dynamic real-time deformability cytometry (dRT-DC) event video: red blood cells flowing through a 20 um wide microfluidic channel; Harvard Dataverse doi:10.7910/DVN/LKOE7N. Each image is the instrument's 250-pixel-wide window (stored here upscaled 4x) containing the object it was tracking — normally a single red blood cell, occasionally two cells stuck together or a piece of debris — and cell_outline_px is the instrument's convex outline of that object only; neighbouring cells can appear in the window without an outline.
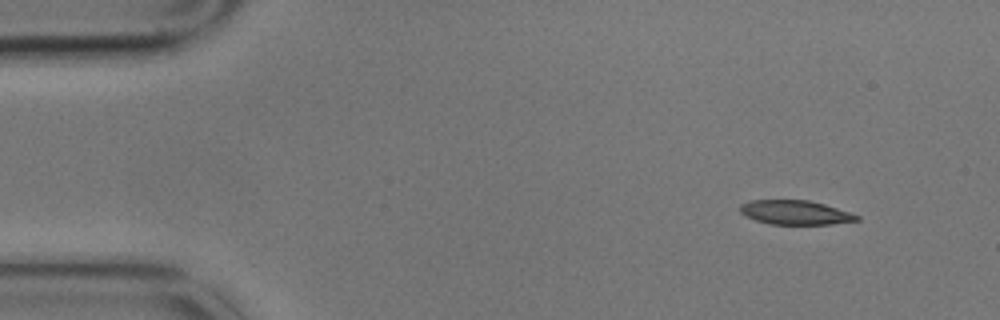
{"species": "common noctule bat (a hibernating species)", "species_latin": "Nyctalus noctula", "temperature_condition": "cold", "stored_images_in_passage": 4, "camera_frame_rate_fps": 3000, "um_per_image_px": 0.085, "animal": {"sex": "male", "body_mass_g": 17.9}, "frame": {"image": 1, "passage_image": 1, "time_ms": 0.0, "image_size_px": [1000, 320], "cell_outline_px": [[860, 220], [832, 224], [768, 224], [756, 220], [740, 212], [740, 204], [752, 200], [808, 200], [824, 204], [860, 216]], "centroid_in_image_um": [67.6, 18.06], "position_along_channel_um": 17.4, "area_um2": 16.3}}
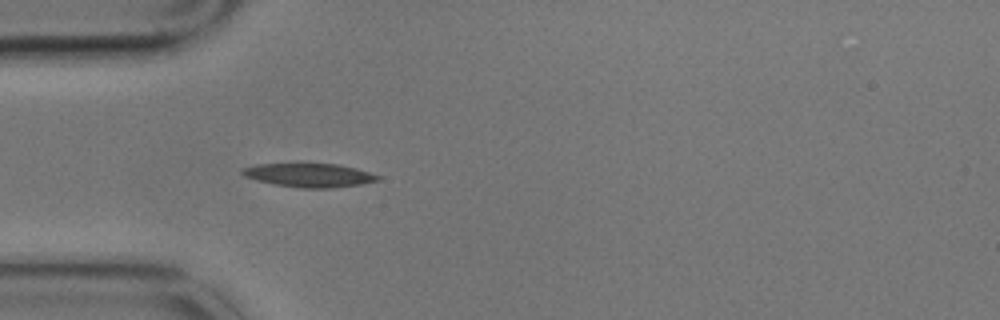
{"frame": {"image": 2, "passage_image": 4, "time_ms": 1.0, "image_size_px": [1000, 320], "cell_outline_px": [[380, 180], [360, 184], [332, 188], [300, 188], [276, 184], [256, 180], [244, 176], [240, 172], [244, 168], [256, 164], [336, 164], [356, 168], [380, 176]], "centroid_in_image_um": [26.29, 14.89], "position_along_channel_um": 58.7, "area_um2": 18.5}}